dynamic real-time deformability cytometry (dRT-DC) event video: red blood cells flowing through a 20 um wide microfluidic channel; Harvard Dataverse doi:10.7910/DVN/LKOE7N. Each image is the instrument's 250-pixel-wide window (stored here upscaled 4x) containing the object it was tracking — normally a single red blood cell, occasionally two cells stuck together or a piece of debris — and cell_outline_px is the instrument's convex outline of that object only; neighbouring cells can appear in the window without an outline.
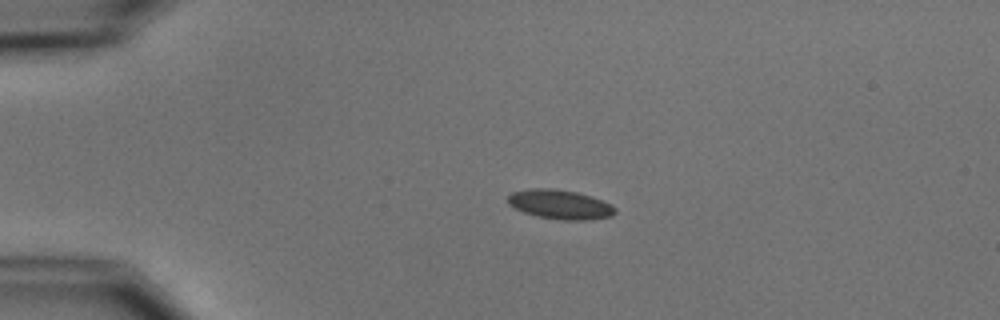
{"species": "common noctule bat (a hibernating species)", "species_latin": "Nyctalus noctula", "temperature_condition": "cold", "stored_images_in_passage": 2, "camera_frame_rate_fps": 3000, "um_per_image_px": 0.085, "animal": {"sex": "male", "body_mass_g": 15.6}, "frame": {"image": 1, "passage_image": 1, "time_ms": 0.0, "image_size_px": [1000, 320], "cell_outline_px": [[616, 212], [612, 216], [584, 220], [560, 220], [536, 216], [524, 212], [508, 204], [508, 196], [512, 192], [532, 188], [552, 188], [576, 192], [612, 204], [616, 208]], "centroid_in_image_um": [47.6, 17.38], "position_along_channel_um": 37.4, "area_um2": 18.21}}